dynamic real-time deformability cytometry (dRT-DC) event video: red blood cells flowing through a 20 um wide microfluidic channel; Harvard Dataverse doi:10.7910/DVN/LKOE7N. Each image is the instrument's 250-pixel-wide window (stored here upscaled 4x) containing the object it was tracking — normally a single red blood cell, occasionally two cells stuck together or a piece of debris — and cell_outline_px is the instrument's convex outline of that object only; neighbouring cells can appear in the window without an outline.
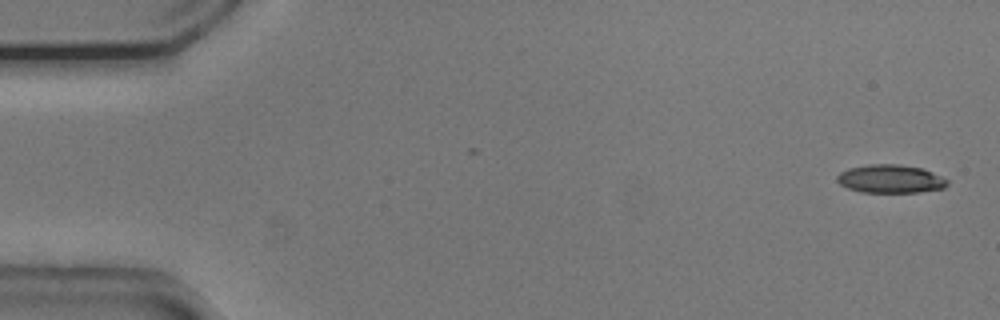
{"species": "common noctule bat (a hibernating species)", "species_latin": "Nyctalus noctula", "temperature_condition": "cold", "stored_images_in_passage": 8, "camera_frame_rate_fps": 3000, "um_per_image_px": 0.085, "animal": {"sex": "male", "body_mass_g": 20.5, "forearm_length_mm": 52.5}, "frame": {"image": 1, "passage_image": 1, "time_ms": 0.0, "image_size_px": [1000, 320], "cell_outline_px": [[948, 184], [944, 188], [920, 192], [860, 192], [848, 188], [840, 184], [836, 180], [836, 176], [840, 172], [848, 168], [868, 164], [900, 164], [920, 168], [932, 172], [948, 180]], "centroid_in_image_um": [75.66, 15.2], "position_along_channel_um": 9.3, "area_um2": 18.21}}